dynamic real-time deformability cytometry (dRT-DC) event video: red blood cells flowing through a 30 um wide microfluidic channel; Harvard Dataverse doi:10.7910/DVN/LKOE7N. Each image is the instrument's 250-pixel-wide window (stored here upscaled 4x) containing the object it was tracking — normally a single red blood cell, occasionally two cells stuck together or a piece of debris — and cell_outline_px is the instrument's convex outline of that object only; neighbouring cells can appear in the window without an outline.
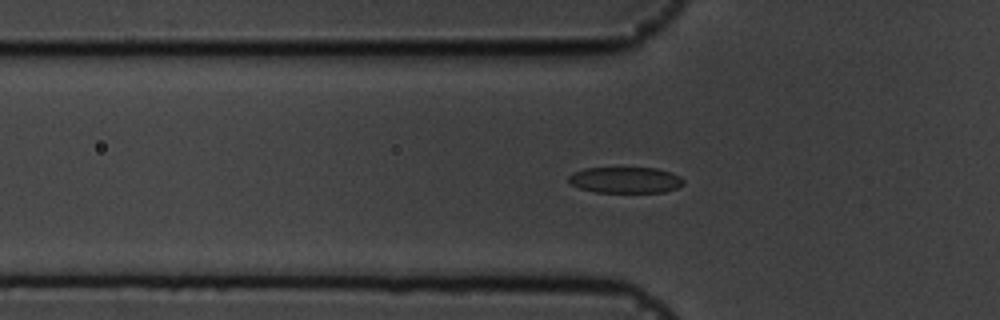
{"species": "common noctule bat (a hibernating species)", "species_latin": "Nyctalus noctula", "temperature_condition": "cold", "stored_images_in_passage": 56, "camera_frame_rate_fps": 3000, "um_per_image_px": 0.085, "animal": {"sex": "male", "body_mass_g": 19.5, "forearm_length_mm": 54.6}, "frame": {"image": 1, "passage_image": 18, "time_ms": 5.667, "image_size_px": [1000, 320], "cell_outline_px": [[684, 184], [676, 188], [664, 192], [596, 192], [580, 188], [572, 184], [568, 180], [568, 176], [572, 172], [584, 168], [656, 168], [672, 172], [680, 176], [684, 180]], "centroid_in_image_um": [53.17, 15.29], "position_along_channel_um": 72.6, "area_um2": 17.51}}
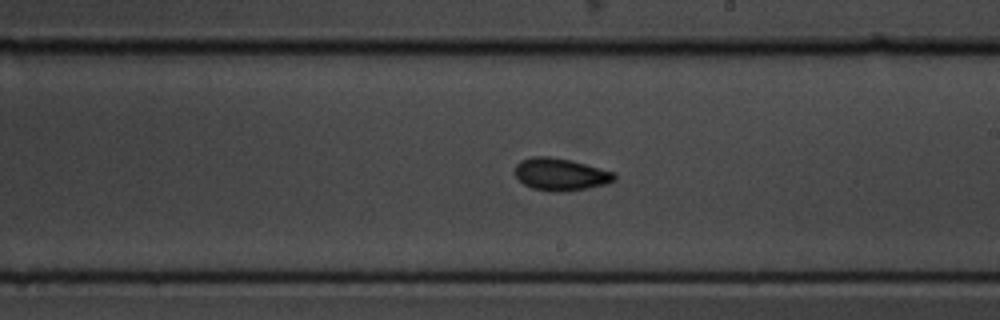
{"frame": {"image": 2, "passage_image": 32, "time_ms": 10.333, "image_size_px": [1000, 320], "cell_outline_px": [[616, 180], [604, 184], [588, 188], [568, 192], [552, 192], [532, 188], [524, 184], [516, 176], [516, 164], [520, 160], [532, 156], [548, 156], [568, 160], [616, 172]], "centroid_in_image_um": [47.65, 14.83], "position_along_channel_um": 241.3, "area_um2": 18.73}}
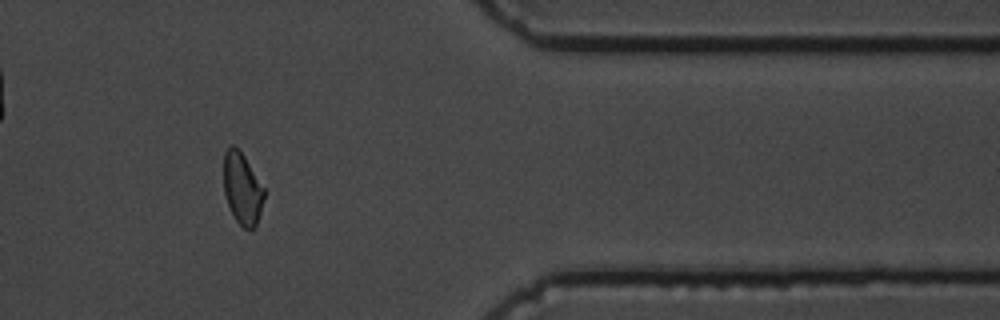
{"frame": {"image": 3, "passage_image": 46, "time_ms": 15.0, "image_size_px": [1000, 320], "cell_outline_px": [[264, 196], [260, 212], [256, 224], [252, 228], [244, 228], [236, 220], [228, 204], [224, 192], [224, 152], [232, 144], [244, 156], [264, 188]], "centroid_in_image_um": [20.58, 16.01], "position_along_channel_um": 390.8, "area_um2": 16.42}}